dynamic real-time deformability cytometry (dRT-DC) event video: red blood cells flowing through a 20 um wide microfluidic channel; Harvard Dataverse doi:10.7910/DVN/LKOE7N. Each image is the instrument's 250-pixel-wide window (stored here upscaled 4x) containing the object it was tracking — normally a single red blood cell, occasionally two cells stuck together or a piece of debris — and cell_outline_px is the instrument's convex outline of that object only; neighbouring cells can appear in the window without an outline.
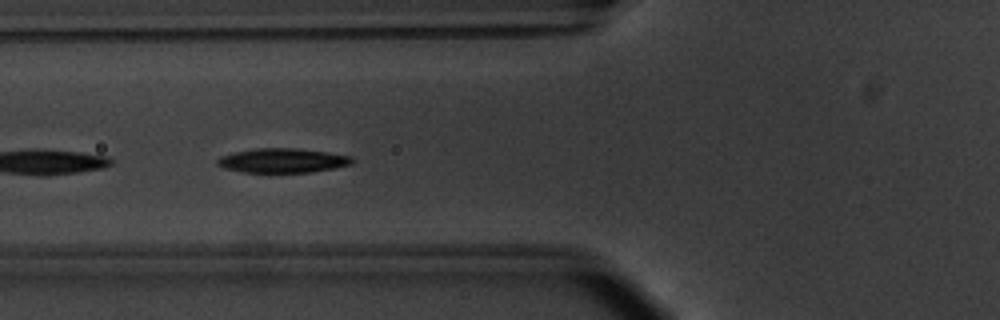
{"species": "common noctule bat (a hibernating species)", "species_latin": "Nyctalus noctula", "temperature_condition": "warm", "stored_images_in_passage": 17, "camera_frame_rate_fps": 3000, "um_per_image_px": 0.085, "animal": {"sex": "male", "body_mass_g": 20.1, "forearm_length_mm": 53.5}, "frame": {"image": 1, "passage_image": 12, "time_ms": 3.667, "image_size_px": [1000, 320], "cell_outline_px": [[352, 164], [312, 172], [244, 172], [224, 168], [216, 164], [216, 160], [220, 156], [236, 152], [256, 148], [296, 148], [352, 156]], "centroid_in_image_um": [23.98, 13.64], "position_along_channel_um": 101.8, "area_um2": 18.9}}